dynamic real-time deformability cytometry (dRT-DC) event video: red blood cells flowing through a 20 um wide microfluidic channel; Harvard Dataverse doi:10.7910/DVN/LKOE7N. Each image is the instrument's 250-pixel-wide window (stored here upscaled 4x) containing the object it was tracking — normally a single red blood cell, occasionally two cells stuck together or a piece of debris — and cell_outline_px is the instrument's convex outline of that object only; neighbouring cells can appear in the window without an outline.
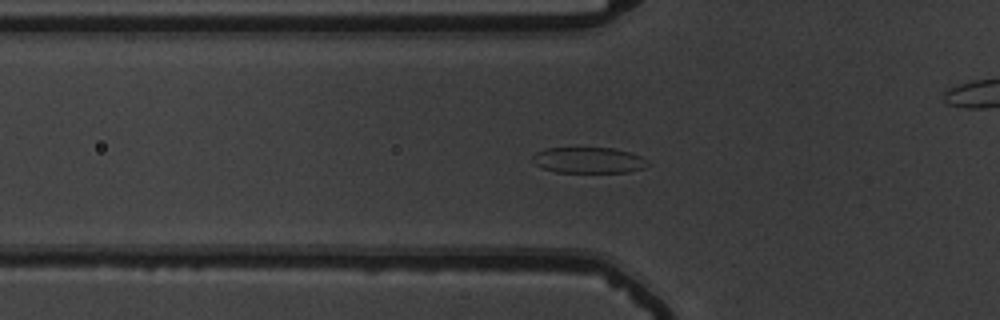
{"species": "common noctule bat (a hibernating species)", "species_latin": "Nyctalus noctula", "temperature_condition": "warm", "stored_images_in_passage": 40, "camera_frame_rate_fps": 3000, "um_per_image_px": 0.085, "animal": {"sex": "male", "body_mass_g": 19.5, "forearm_length_mm": 54.6}, "frame": {"image": 1, "passage_image": 4, "time_ms": 1.0, "image_size_px": [1000, 320], "cell_outline_px": [[648, 164], [644, 168], [628, 172], [556, 172], [540, 168], [532, 160], [532, 156], [536, 152], [548, 148], [616, 148], [640, 156]], "centroid_in_image_um": [49.98, 13.62], "position_along_channel_um": 75.8, "area_um2": 17.28}}
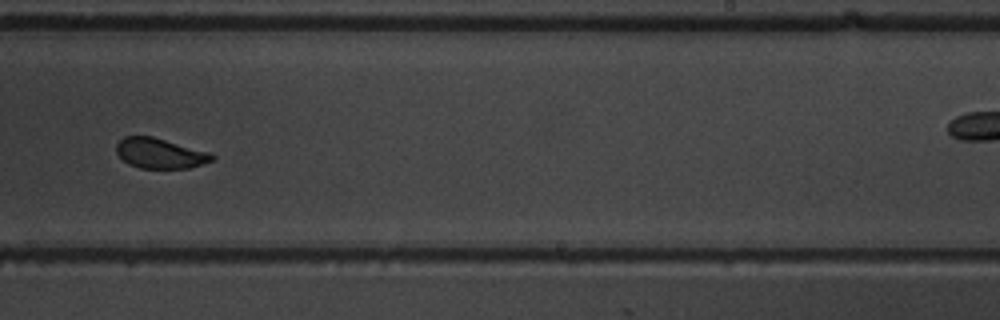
{"frame": {"image": 2, "passage_image": 20, "time_ms": 6.333, "image_size_px": [1000, 320], "cell_outline_px": [[216, 156], [212, 160], [188, 168], [140, 168], [128, 164], [116, 152], [116, 144], [124, 136], [152, 136], [212, 152]], "centroid_in_image_um": [13.61, 13.02], "position_along_channel_um": 275.4, "area_um2": 16.88}}
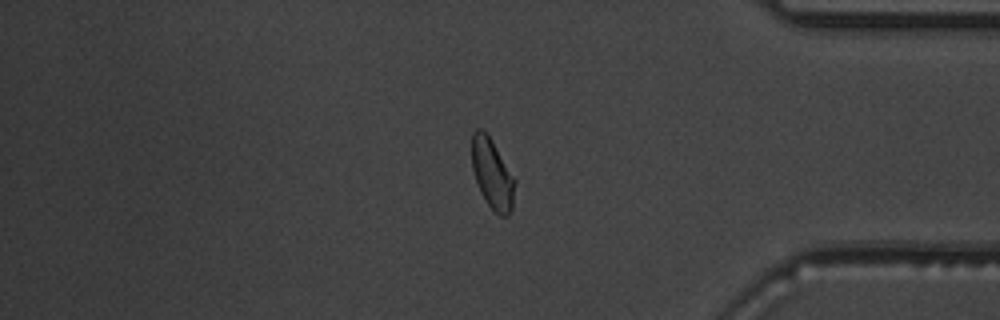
{"frame": {"image": 3, "passage_image": 31, "time_ms": 10.0, "image_size_px": [1000, 320], "cell_outline_px": [[516, 184], [512, 208], [508, 216], [500, 216], [488, 204], [480, 192], [472, 168], [472, 132], [476, 128], [480, 128], [492, 140], [516, 180]], "centroid_in_image_um": [41.85, 14.78], "position_along_channel_um": 393.3, "area_um2": 17.51}, "authors_computed_cell_mechanics": {"area_um2": 18.0336, "velocity_mm_per_s": 3.7468, "shape_relaxation_time_tau1_ms": 2.19, "shape_relaxation_time_tau2_ms": 0.621, "deformation_change_tau1": 0.1058, "deformation_change_tau2": 0.0686}}